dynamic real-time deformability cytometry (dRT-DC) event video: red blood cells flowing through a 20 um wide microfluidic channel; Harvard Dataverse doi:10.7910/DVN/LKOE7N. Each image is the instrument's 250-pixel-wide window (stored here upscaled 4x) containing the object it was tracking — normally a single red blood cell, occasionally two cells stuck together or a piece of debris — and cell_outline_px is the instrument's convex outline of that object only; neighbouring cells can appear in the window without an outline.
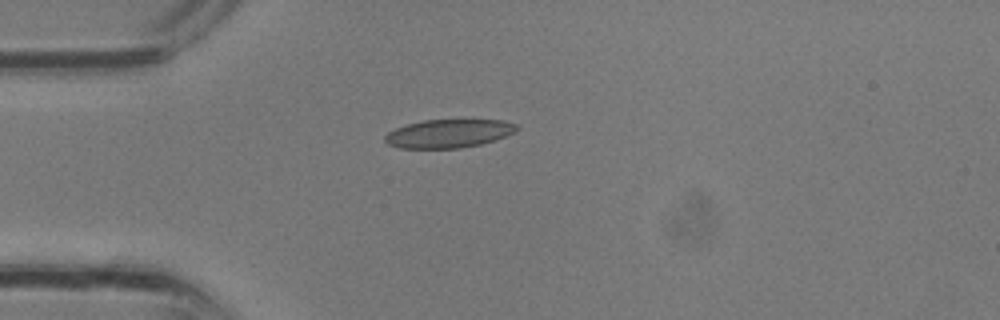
{"species": "common noctule bat (a hibernating species)", "species_latin": "Nyctalus noctula", "temperature_condition": "room temperature", "stored_images_in_passage": 3, "camera_frame_rate_fps": 3000, "um_per_image_px": 0.085, "animal": {"sex": "male", "body_mass_g": 13.3}, "frame": {"image": 1, "passage_image": 3, "time_ms": 0.667, "image_size_px": [1000, 320], "cell_outline_px": [[520, 128], [516, 132], [480, 144], [460, 148], [400, 148], [388, 144], [384, 140], [384, 136], [388, 132], [396, 128], [408, 124], [424, 120], [504, 120], [520, 124]], "centroid_in_image_um": [38.17, 11.34], "position_along_channel_um": 46.8, "area_um2": 21.79}}